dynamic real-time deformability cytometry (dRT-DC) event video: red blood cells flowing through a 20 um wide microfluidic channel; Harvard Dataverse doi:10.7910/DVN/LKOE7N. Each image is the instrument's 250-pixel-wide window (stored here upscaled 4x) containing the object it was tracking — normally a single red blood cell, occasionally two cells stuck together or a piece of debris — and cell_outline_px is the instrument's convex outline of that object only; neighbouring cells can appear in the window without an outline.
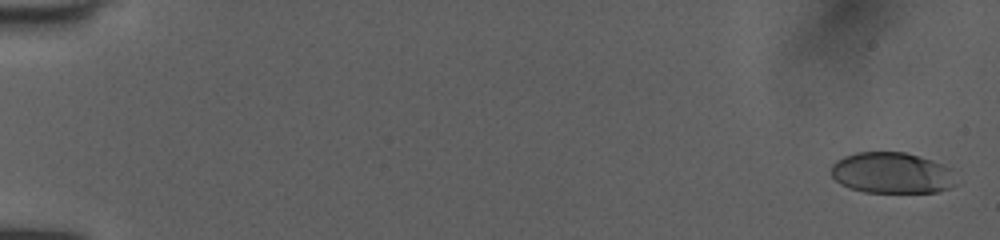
{"species": "human", "species_latin": "Homo sapiens", "temperature_condition": "room temperature", "stored_images_in_passage": 52, "camera_frame_rate_fps": 3000, "um_per_image_px": 0.085, "donor": {"sex": "female"}, "frame": {"image": 1, "passage_image": 1, "time_ms": 0.0, "image_size_px": [1000, 240], "cell_outline_px": [[956, 184], [948, 188], [936, 192], [864, 192], [848, 188], [840, 184], [832, 176], [832, 164], [836, 160], [844, 156], [856, 152], [904, 152], [932, 160], [944, 164], [952, 168]], "centroid_in_image_um": [75.81, 14.7], "position_along_channel_um": 9.2, "area_um2": 30.06}}
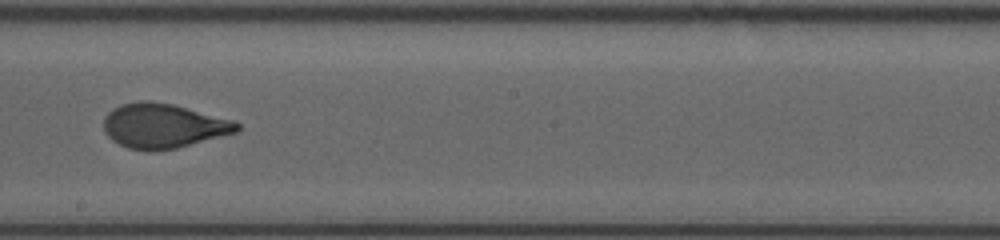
{"frame": {"image": 2, "passage_image": 31, "time_ms": 10.0, "image_size_px": [1000, 240], "cell_outline_px": [[240, 128], [236, 132], [176, 148], [128, 148], [112, 140], [104, 132], [104, 116], [112, 108], [120, 104], [140, 100], [172, 104], [232, 120], [240, 124]], "centroid_in_image_um": [13.85, 10.66], "position_along_channel_um": 234.4, "area_um2": 33.76}}
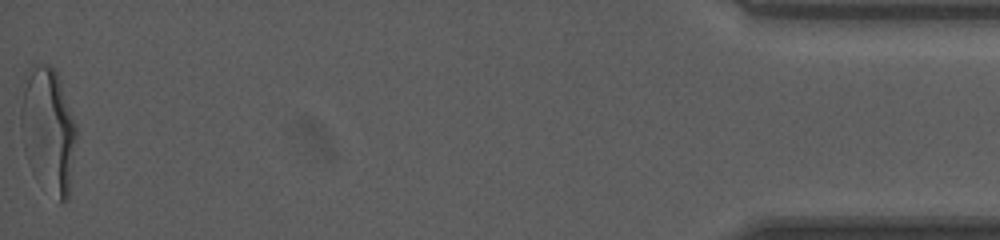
{"frame": {"image": 3, "passage_image": 52, "time_ms": 17.0, "image_size_px": [1000, 240], "cell_outline_px": [[76, 140], [68, 196], [60, 204], [20, 128], [20, 108], [24, 88], [32, 64], [48, 64], [56, 68], [76, 124]], "centroid_in_image_um": [4.19, 10.76], "position_along_channel_um": 431.0, "area_um2": 36.93}, "authors_computed_cell_mechanics": {"area_um2": 34.2754, "velocity_mm_per_s": 4.0564, "shape_relaxation_time_tau1_ms": 5.4342, "shape_relaxation_time_tau2_ms": null, "deformation_change_tau1": 0.2256, "deformation_change_tau2": null}}